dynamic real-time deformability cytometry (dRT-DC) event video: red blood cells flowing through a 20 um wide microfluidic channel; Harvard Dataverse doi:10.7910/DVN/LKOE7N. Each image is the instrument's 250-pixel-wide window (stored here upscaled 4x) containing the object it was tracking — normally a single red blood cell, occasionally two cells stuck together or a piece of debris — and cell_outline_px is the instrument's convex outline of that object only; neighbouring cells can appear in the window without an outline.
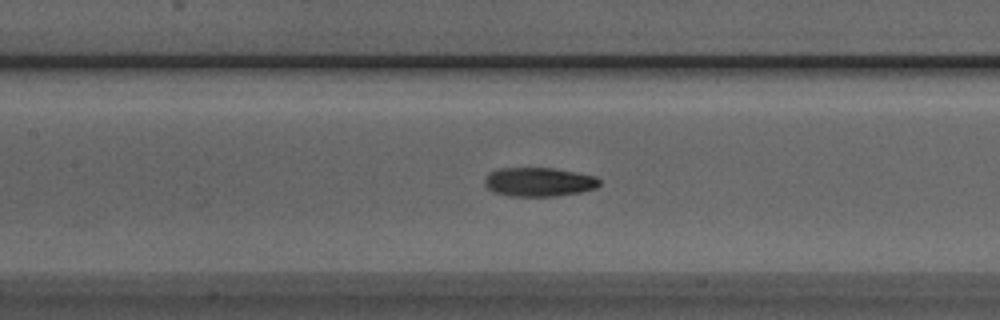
{"species": "Egyptian fruit bat (a non-hibernating species)", "species_latin": "Rousettus aegyptiacus", "temperature_condition": "room temperature", "stored_images_in_passage": 34, "camera_frame_rate_fps": 3000, "um_per_image_px": 0.085, "animal": {"sex": "male"}, "frame": {"image": 1, "passage_image": 12, "time_ms": 3.667, "image_size_px": [1000, 320], "cell_outline_px": [[600, 184], [596, 188], [580, 192], [556, 196], [508, 196], [492, 192], [484, 184], [484, 180], [488, 172], [500, 168], [552, 168], [576, 172], [596, 176], [600, 180]], "centroid_in_image_um": [45.78, 15.47], "position_along_channel_um": 161.6, "area_um2": 19.54}}
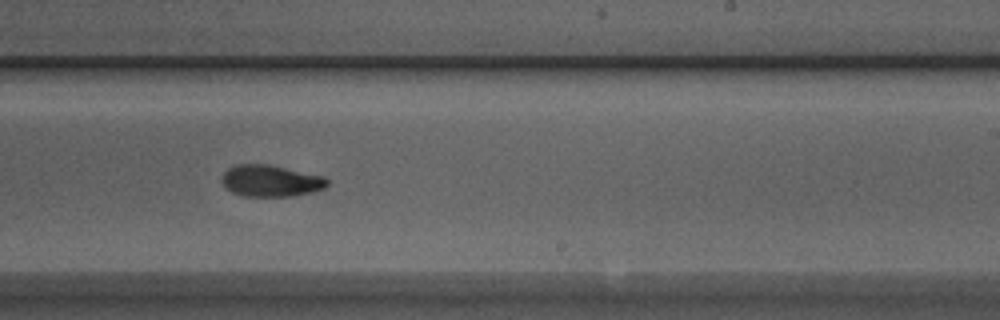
{"frame": {"image": 2, "passage_image": 20, "time_ms": 6.333, "image_size_px": [1000, 320], "cell_outline_px": [[328, 184], [324, 188], [312, 192], [292, 196], [244, 196], [232, 192], [224, 188], [220, 180], [224, 172], [228, 168], [236, 164], [268, 164], [324, 176], [328, 180]], "centroid_in_image_um": [22.98, 15.37], "position_along_channel_um": 266.0, "area_um2": 19.54}}
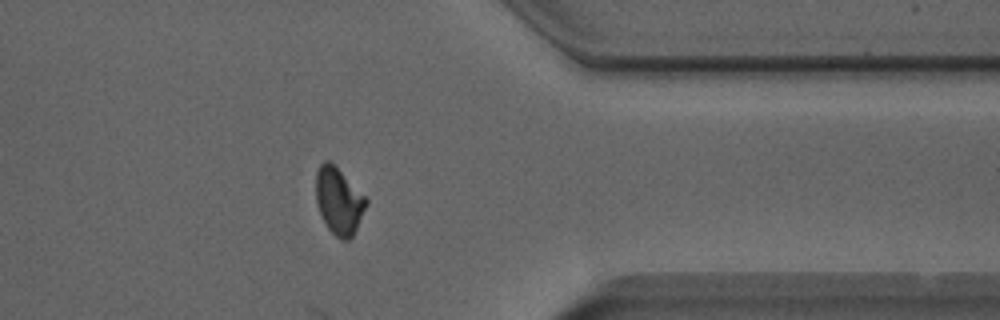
{"frame": {"image": 3, "passage_image": 30, "time_ms": 9.667, "image_size_px": [1000, 320], "cell_outline_px": [[368, 204], [352, 236], [348, 240], [340, 240], [328, 228], [316, 204], [316, 172], [320, 164], [324, 160], [332, 160], [368, 200]], "centroid_in_image_um": [28.79, 17.03], "position_along_channel_um": 382.6, "area_um2": 19.59}}